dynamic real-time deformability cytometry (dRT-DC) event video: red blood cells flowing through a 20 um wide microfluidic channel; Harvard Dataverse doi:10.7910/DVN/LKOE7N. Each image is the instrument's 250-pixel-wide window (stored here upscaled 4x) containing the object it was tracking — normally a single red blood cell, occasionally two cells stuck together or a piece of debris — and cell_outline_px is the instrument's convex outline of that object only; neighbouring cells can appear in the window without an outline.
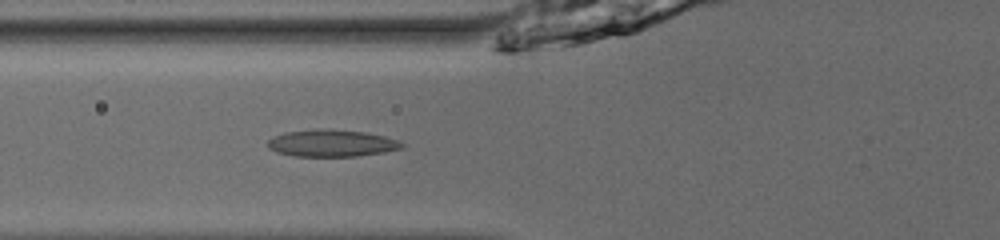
{"species": "common noctule bat (a hibernating species)", "species_latin": "Nyctalus noctula", "temperature_condition": "room temperature", "stored_images_in_passage": 35, "camera_frame_rate_fps": 3000, "um_per_image_px": 0.085, "animal": {"sex": "male", "body_mass_g": 13.0, "forearm_length_mm": 53.1}, "frame": {"image": 1, "passage_image": 5, "time_ms": 1.333, "image_size_px": [1000, 240], "cell_outline_px": [[404, 148], [384, 152], [356, 156], [292, 156], [276, 152], [268, 148], [268, 140], [272, 136], [284, 132], [324, 128], [364, 132], [384, 136], [396, 140], [404, 144]], "centroid_in_image_um": [28.15, 12.17], "position_along_channel_um": 97.6, "area_um2": 21.15}}
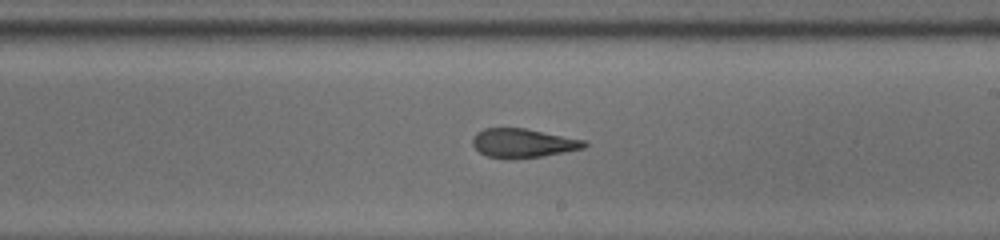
{"frame": {"image": 2, "passage_image": 16, "time_ms": 5.0, "image_size_px": [1000, 240], "cell_outline_px": [[588, 144], [584, 148], [564, 152], [540, 156], [504, 160], [488, 156], [480, 152], [472, 144], [472, 136], [476, 132], [484, 128], [524, 128], [584, 140]], "centroid_in_image_um": [44.4, 12.17], "position_along_channel_um": 244.6, "area_um2": 18.84}}
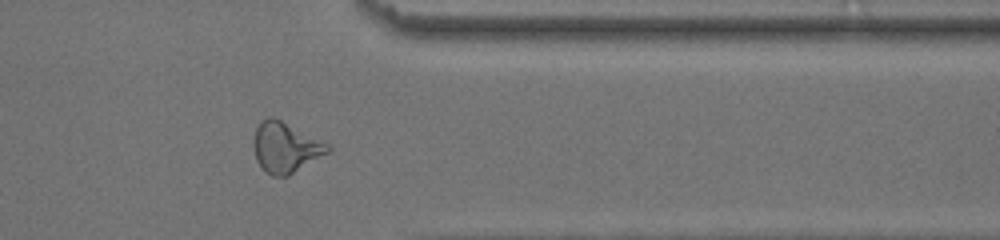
{"frame": {"image": 3, "passage_image": 27, "time_ms": 8.667, "image_size_px": [1000, 240], "cell_outline_px": [[332, 148], [328, 152], [288, 176], [272, 176], [264, 172], [256, 160], [252, 144], [256, 128], [260, 120], [268, 116], [272, 116], [328, 144]], "centroid_in_image_um": [24.2, 12.54], "position_along_channel_um": 387.2, "area_um2": 21.62}, "authors_computed_cell_mechanics": {"area_um2": 20.1144, "velocity_mm_per_s": 3.9803, "shape_relaxation_time_tau1_ms": null, "shape_relaxation_time_tau2_ms": 1.5662, "deformation_change_tau1": null, "deformation_change_tau2": 0.0896}}